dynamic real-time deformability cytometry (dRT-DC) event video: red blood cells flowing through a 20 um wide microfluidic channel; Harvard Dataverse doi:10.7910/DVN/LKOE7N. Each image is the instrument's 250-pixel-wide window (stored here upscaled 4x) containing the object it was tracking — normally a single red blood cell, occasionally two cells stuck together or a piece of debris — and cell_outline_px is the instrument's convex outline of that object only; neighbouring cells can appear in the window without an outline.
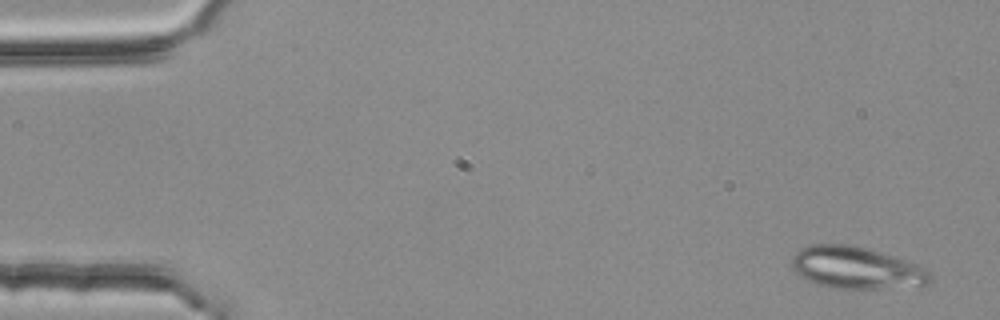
{"species": "common noctule bat (a hibernating species)", "species_latin": "Nyctalus noctula", "temperature_condition": "room temperature", "stored_images_in_passage": 10, "segment_of_instrument_passage": [1, 2], "camera_frame_rate_fps": 3000, "um_per_image_px": 0.085, "animal": {"sex": "female", "body_mass_g": 25.1}, "frame": {"image": 1, "passage_image": 1, "time_ms": 0.0, "image_size_px": [1000, 320], "cell_outline_px": [[928, 288], [828, 288], [808, 280], [800, 276], [792, 268], [792, 256], [800, 248], [812, 244], [852, 244], [880, 252], [916, 264], [924, 268], [928, 272]], "centroid_in_image_um": [72.79, 22.78], "position_along_channel_um": 12.2, "area_um2": 34.04}}